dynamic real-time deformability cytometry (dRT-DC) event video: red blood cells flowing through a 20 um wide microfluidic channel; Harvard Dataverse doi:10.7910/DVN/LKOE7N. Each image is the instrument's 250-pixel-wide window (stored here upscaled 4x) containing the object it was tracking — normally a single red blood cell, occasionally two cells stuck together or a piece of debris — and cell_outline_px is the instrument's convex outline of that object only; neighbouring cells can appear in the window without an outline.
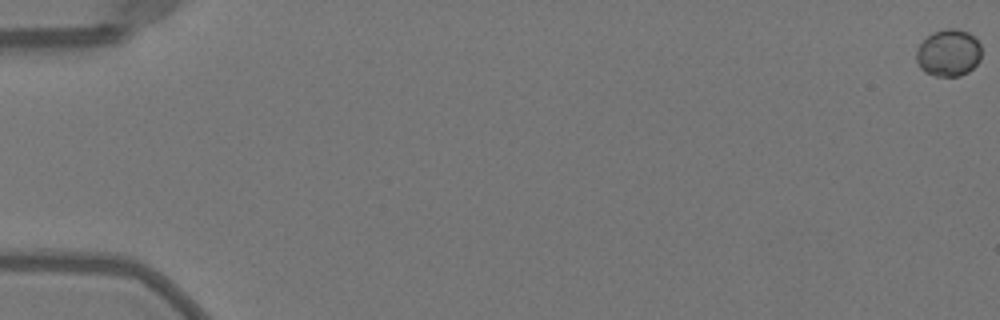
{"species": "Egyptian fruit bat (a non-hibernating species)", "species_latin": "Rousettus aegyptiacus", "temperature_condition": "warm", "stored_images_in_passage": 49, "camera_frame_rate_fps": 3000, "um_per_image_px": 0.085, "animal": {"sex": "female"}, "frame": {"image": 1, "passage_image": 1, "time_ms": 0.0, "image_size_px": [1000, 320], "cell_outline_px": [[980, 60], [968, 72], [960, 76], [936, 76], [924, 72], [920, 68], [916, 60], [916, 48], [932, 32], [948, 28], [956, 28], [968, 32], [980, 44]], "centroid_in_image_um": [80.6, 4.5], "position_along_channel_um": 4.4, "area_um2": 17.86}}
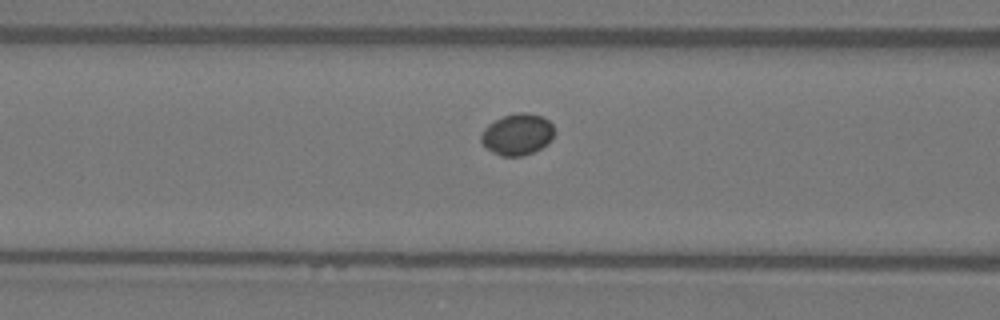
{"frame": {"image": 2, "passage_image": 23, "time_ms": 7.333, "image_size_px": [1000, 320], "cell_outline_px": [[552, 140], [548, 144], [532, 152], [520, 156], [500, 156], [492, 152], [480, 140], [480, 132], [488, 124], [504, 116], [516, 112], [524, 112], [544, 116], [552, 124]], "centroid_in_image_um": [43.96, 11.41], "position_along_channel_um": 122.6, "area_um2": 17.63}}
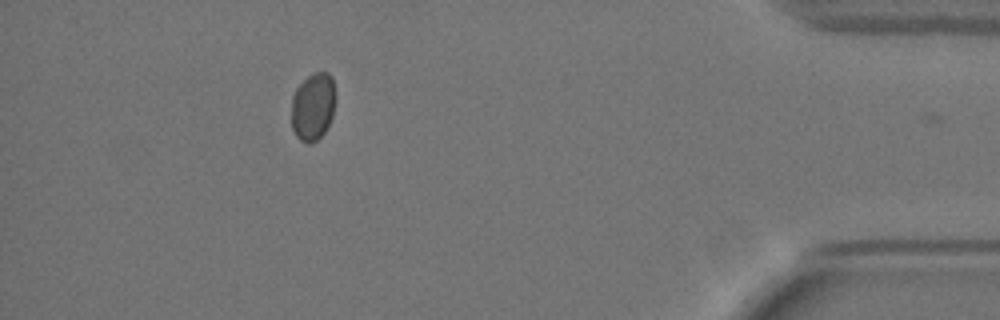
{"frame": {"image": 3, "passage_image": 48, "time_ms": 15.667, "image_size_px": [1000, 320], "cell_outline_px": [[336, 96], [332, 116], [324, 132], [316, 140], [308, 144], [300, 140], [296, 136], [292, 128], [292, 96], [296, 88], [312, 72], [328, 72], [332, 76]], "centroid_in_image_um": [26.61, 9.04], "position_along_channel_um": 408.6, "area_um2": 17.46}}